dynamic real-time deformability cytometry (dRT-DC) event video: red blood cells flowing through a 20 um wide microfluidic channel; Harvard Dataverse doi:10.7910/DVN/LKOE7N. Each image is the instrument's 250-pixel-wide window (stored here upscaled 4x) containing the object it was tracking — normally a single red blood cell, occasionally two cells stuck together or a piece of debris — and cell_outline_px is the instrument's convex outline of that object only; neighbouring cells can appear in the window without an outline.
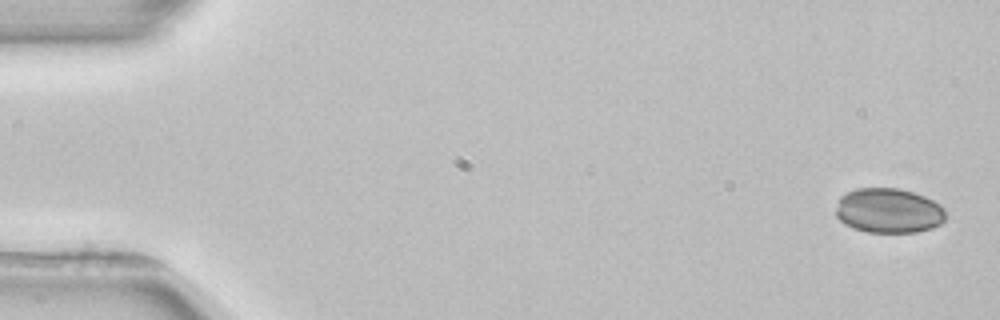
{"species": "common noctule bat (a hibernating species)", "species_latin": "Nyctalus noctula", "temperature_condition": "room temperature", "stored_images_in_passage": 4, "camera_frame_rate_fps": 3000, "um_per_image_px": 0.085, "animal": {"sex": "female", "body_mass_g": 22.7, "forearm_length_mm": 54.2}, "frame": {"image": 1, "passage_image": 1, "time_ms": 0.0, "image_size_px": [1000, 320], "cell_outline_px": [[944, 220], [940, 224], [932, 228], [916, 232], [868, 232], [852, 228], [844, 224], [836, 216], [836, 208], [840, 196], [856, 188], [900, 188], [924, 196], [940, 204], [944, 208]], "centroid_in_image_um": [75.52, 17.9], "position_along_channel_um": 9.5, "area_um2": 28.73}}